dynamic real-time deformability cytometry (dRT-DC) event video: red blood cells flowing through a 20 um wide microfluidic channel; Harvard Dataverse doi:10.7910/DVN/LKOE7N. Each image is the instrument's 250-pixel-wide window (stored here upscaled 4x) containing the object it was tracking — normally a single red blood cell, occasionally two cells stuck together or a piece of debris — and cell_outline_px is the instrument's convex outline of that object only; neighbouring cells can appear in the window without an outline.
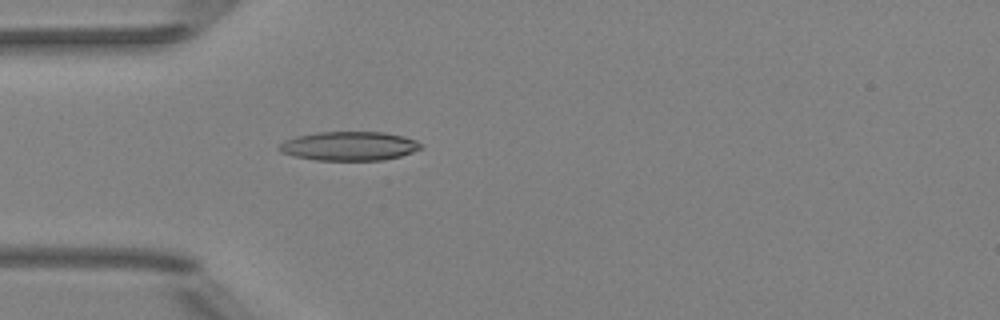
{"species": "Egyptian fruit bat (a non-hibernating species)", "species_latin": "Rousettus aegyptiacus", "temperature_condition": "room temperature", "stored_images_in_passage": 4, "camera_frame_rate_fps": 3000, "um_per_image_px": 0.085, "animal": {"sex": "female"}, "frame": {"image": 1, "passage_image": 4, "time_ms": 3.667, "image_size_px": [1000, 320], "cell_outline_px": [[424, 148], [400, 156], [384, 160], [316, 160], [296, 156], [280, 152], [276, 148], [284, 140], [296, 136], [316, 132], [384, 132], [404, 136], [416, 140], [424, 144]], "centroid_in_image_um": [29.71, 12.41], "position_along_channel_um": 55.3, "area_um2": 24.16}}